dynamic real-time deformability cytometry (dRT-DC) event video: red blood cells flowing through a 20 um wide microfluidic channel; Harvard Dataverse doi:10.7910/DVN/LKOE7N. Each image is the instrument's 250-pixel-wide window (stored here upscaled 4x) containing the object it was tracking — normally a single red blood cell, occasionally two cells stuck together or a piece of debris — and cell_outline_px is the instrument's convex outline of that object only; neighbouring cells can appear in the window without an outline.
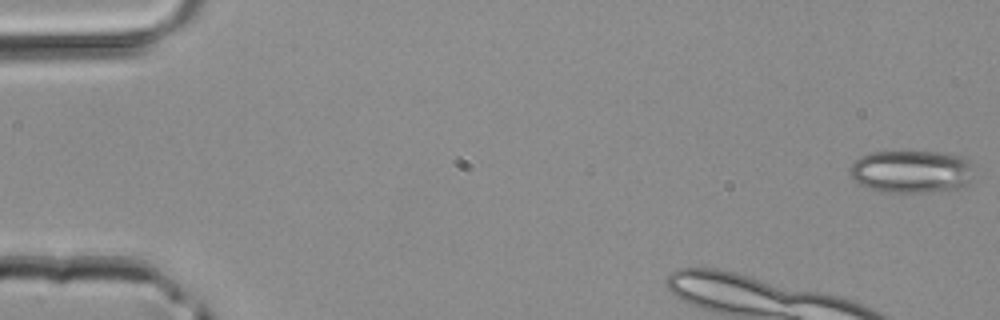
{"species": "common noctule bat (a hibernating species)", "species_latin": "Nyctalus noctula", "temperature_condition": "room temperature", "stored_images_in_passage": 7, "camera_frame_rate_fps": 3000, "um_per_image_px": 0.085, "animal": {"sex": "male", "body_mass_g": 20.4}, "frame": {"image": 1, "passage_image": 1, "time_ms": 0.0, "image_size_px": [1000, 320], "cell_outline_px": [[976, 176], [964, 188], [956, 192], [884, 192], [868, 188], [860, 184], [852, 176], [848, 168], [852, 160], [860, 156], [872, 152], [936, 152], [960, 156], [976, 164]], "centroid_in_image_um": [77.59, 14.61], "position_along_channel_um": 7.4, "area_um2": 32.02}}